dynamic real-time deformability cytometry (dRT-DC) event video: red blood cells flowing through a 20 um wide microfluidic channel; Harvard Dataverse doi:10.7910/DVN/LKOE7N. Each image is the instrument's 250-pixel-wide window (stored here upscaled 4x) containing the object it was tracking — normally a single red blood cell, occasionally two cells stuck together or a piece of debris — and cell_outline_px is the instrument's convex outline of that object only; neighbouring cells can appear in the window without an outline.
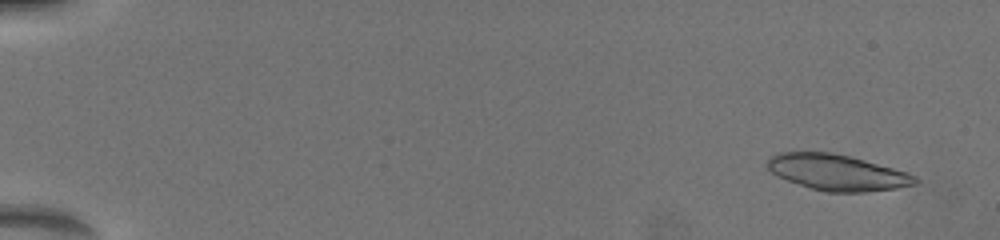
{"species": "common noctule bat (a hibernating species)", "species_latin": "Nyctalus noctula", "temperature_condition": "warm", "stored_images_in_passage": 77, "camera_frame_rate_fps": 3000, "um_per_image_px": 0.085, "animal": {"sex": "female", "body_mass_g": 19.5, "forearm_length_mm": 54.1}, "frame": {"image": 1, "passage_image": 4, "time_ms": 0.667, "image_size_px": [1000, 240], "cell_outline_px": [[920, 180], [916, 184], [896, 188], [864, 192], [828, 192], [812, 188], [776, 176], [768, 168], [768, 160], [776, 152], [832, 152], [864, 160], [892, 168], [916, 176]], "centroid_in_image_um": [71.15, 14.65], "position_along_channel_um": 13.8, "area_um2": 30.52}}
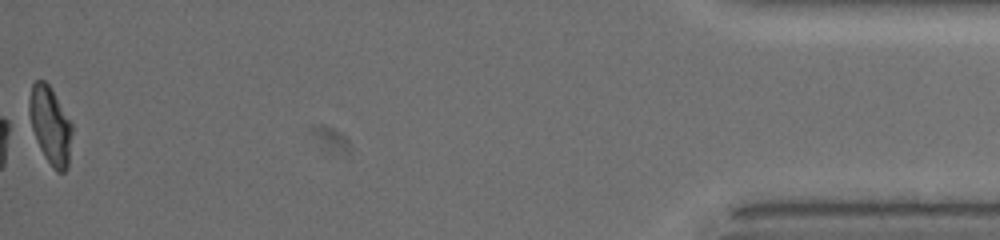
{"frame": {"image": 2, "passage_image": 77, "time_ms": 18.333, "image_size_px": [1000, 240], "cell_outline_px": [[72, 132], [68, 168], [64, 172], [56, 172], [52, 168], [44, 156], [36, 140], [32, 128], [28, 112], [28, 100], [32, 84], [36, 80], [44, 80], [48, 84], [72, 124]], "centroid_in_image_um": [4.26, 10.68], "position_along_channel_um": 430.9, "area_um2": 19.31}, "authors_computed_cell_mechanics": {"area_um2": 21.6172, "velocity_mm_per_s": 3.8338, "shape_relaxation_time_tau1_ms": 5.5977, "shape_relaxation_time_tau2_ms": 2.3346, "deformation_change_tau1": 0.1824, "deformation_change_tau2": 0.0952}}